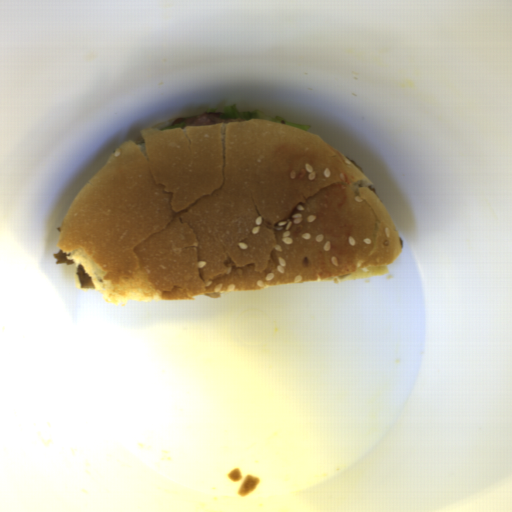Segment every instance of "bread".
<instances>
[{"mask_svg": "<svg viewBox=\"0 0 512 512\" xmlns=\"http://www.w3.org/2000/svg\"><path fill=\"white\" fill-rule=\"evenodd\" d=\"M122 142L67 209L57 246L105 304L387 274L400 235L372 182L307 129L262 118Z\"/></svg>", "mask_w": 512, "mask_h": 512, "instance_id": "bread-1", "label": "bread"}]
</instances>
